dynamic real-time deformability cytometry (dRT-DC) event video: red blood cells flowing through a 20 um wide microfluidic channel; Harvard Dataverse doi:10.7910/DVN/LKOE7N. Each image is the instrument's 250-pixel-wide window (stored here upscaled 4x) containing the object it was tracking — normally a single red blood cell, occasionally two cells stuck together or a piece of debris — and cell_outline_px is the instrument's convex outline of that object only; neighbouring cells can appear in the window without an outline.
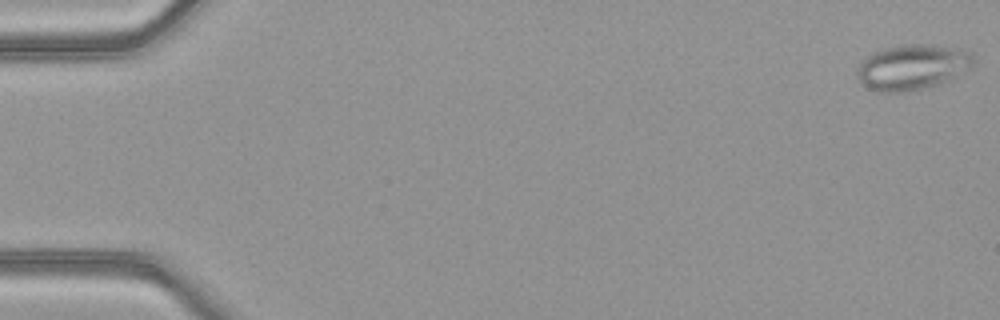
{"species": "common noctule bat (a hibernating species)", "species_latin": "Nyctalus noctula", "temperature_condition": "warm", "stored_images_in_passage": 12, "camera_frame_rate_fps": 3000, "um_per_image_px": 0.085, "animal": {"sex": "female", "body_mass_g": 21.9}, "frame": {"image": 1, "passage_image": 1, "time_ms": 0.0, "image_size_px": [1000, 320], "cell_outline_px": [[972, 68], [952, 80], [944, 84], [908, 92], [876, 92], [868, 88], [860, 80], [856, 72], [856, 68], [872, 52], [888, 48], [908, 44], [932, 44], [956, 48], [972, 52]], "centroid_in_image_um": [77.6, 5.73], "position_along_channel_um": 7.4, "area_um2": 31.1}}